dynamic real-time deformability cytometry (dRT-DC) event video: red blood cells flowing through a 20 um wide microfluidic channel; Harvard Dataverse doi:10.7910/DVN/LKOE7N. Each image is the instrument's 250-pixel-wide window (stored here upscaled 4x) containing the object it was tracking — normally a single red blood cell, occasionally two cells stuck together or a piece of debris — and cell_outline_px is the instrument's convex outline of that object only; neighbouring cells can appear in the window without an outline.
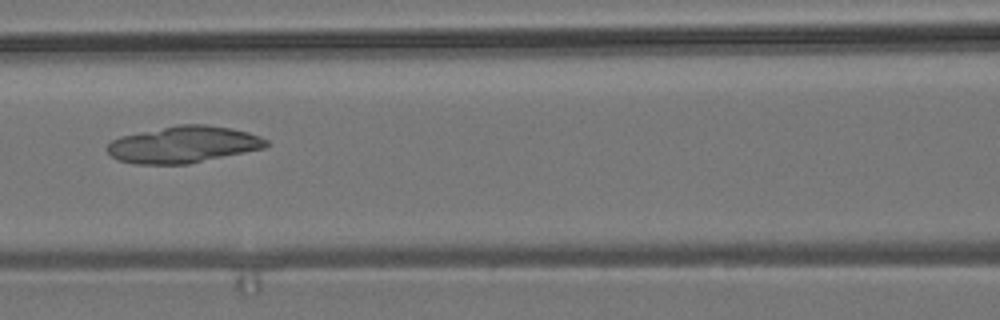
{"species": "common noctule bat (a hibernating species)", "species_latin": "Nyctalus noctula", "temperature_condition": "room temperature", "stored_images_in_passage": 6, "camera_frame_rate_fps": 3000, "um_per_image_px": 0.085, "animal": {"sex": "male", "body_mass_g": 19.2, "forearm_length_mm": 51.8}, "frame": {"image": 1, "passage_image": 6, "time_ms": 6.0, "image_size_px": [1000, 320], "cell_outline_px": [[268, 144], [264, 148], [188, 164], [136, 164], [116, 160], [108, 152], [108, 144], [112, 140], [120, 136], [176, 124], [204, 124], [232, 128], [248, 132], [260, 136], [268, 140]], "centroid_in_image_um": [15.58, 12.28], "position_along_channel_um": 151.0, "area_um2": 34.04}}